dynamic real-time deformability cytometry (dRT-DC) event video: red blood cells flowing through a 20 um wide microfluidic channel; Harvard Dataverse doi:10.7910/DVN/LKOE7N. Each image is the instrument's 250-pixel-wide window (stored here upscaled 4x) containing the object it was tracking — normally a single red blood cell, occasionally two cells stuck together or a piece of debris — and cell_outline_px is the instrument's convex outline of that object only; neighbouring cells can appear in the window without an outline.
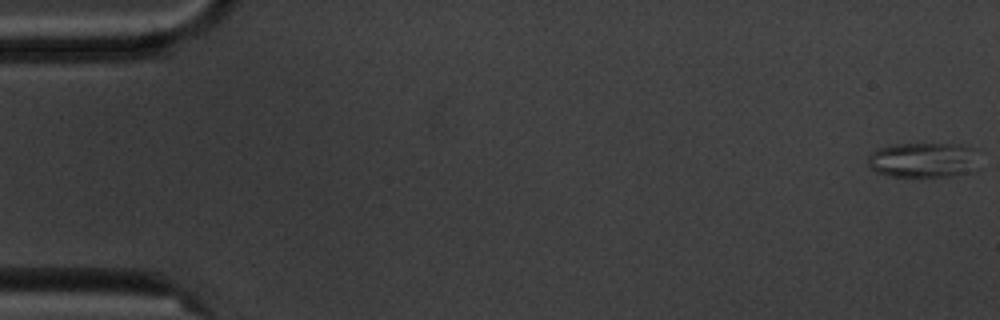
{"species": "common noctule bat (a hibernating species)", "species_latin": "Nyctalus noctula", "temperature_condition": "cold", "stored_images_in_passage": 15, "camera_frame_rate_fps": 3000, "um_per_image_px": 0.085, "animal": {"sex": "male", "body_mass_g": 20.1, "forearm_length_mm": 53.5}, "frame": {"image": 1, "passage_image": 1, "time_ms": 0.0, "image_size_px": [1000, 320], "cell_outline_px": [[980, 168], [976, 172], [948, 176], [892, 176], [876, 172], [868, 164], [868, 156], [872, 152], [880, 148], [892, 144], [960, 144], [972, 148]], "centroid_in_image_um": [78.53, 13.61], "position_along_channel_um": 6.5, "area_um2": 22.83}}
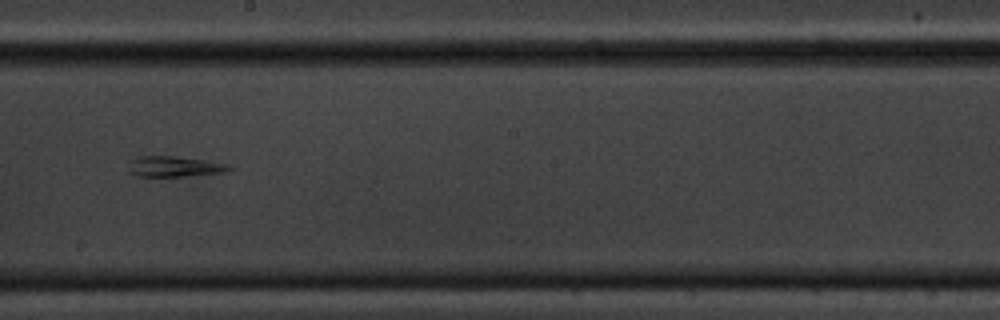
{"frame": {"image": 2, "passage_image": 9, "time_ms": 10.333, "image_size_px": [1000, 320], "cell_outline_px": [[236, 168], [224, 172], [180, 176], [140, 176], [128, 172], [132, 160], [136, 156], [176, 156], [228, 164]], "centroid_in_image_um": [14.84, 14.15], "position_along_channel_um": 233.4, "area_um2": 11.85}}
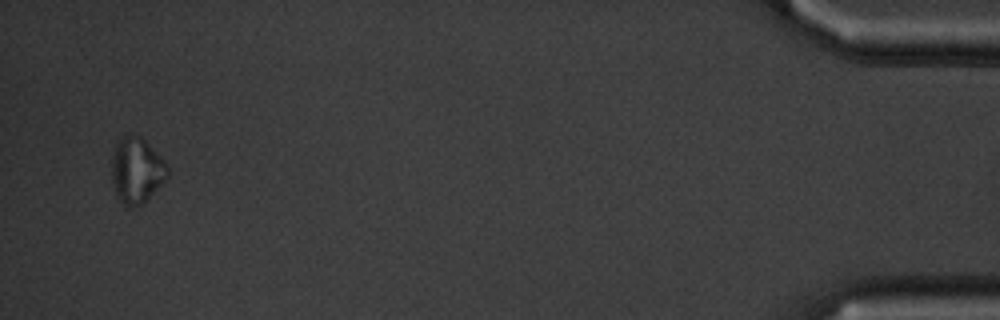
{"frame": {"image": 3, "passage_image": 15, "time_ms": 18.0, "image_size_px": [1000, 320], "cell_outline_px": [[168, 176], [144, 204], [132, 208], [124, 208], [116, 196], [112, 180], [112, 156], [116, 144], [120, 136], [128, 132], [140, 136], [168, 164]], "centroid_in_image_um": [11.59, 14.5], "position_along_channel_um": 423.6, "area_um2": 21.85}}